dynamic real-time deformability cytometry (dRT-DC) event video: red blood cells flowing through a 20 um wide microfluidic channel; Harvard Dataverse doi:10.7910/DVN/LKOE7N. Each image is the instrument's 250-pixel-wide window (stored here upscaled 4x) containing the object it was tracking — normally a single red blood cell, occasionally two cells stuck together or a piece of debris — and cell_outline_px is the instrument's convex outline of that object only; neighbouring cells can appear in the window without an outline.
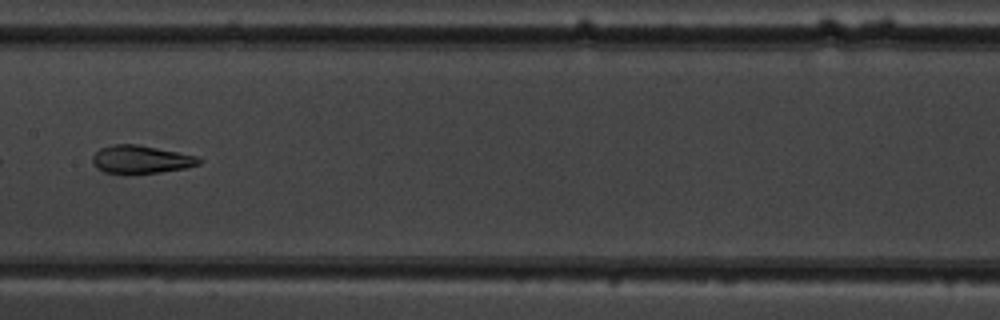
{"species": "common noctule bat (a hibernating species)", "species_latin": "Nyctalus noctula", "temperature_condition": "warm", "stored_images_in_passage": 8, "camera_frame_rate_fps": 3000, "um_per_image_px": 0.085, "animal": {"sex": "male", "body_mass_g": 19.5, "forearm_length_mm": 54.6}, "frame": {"image": 1, "passage_image": 7, "time_ms": 7.0, "image_size_px": [1000, 320], "cell_outline_px": [[204, 160], [200, 164], [184, 168], [160, 172], [124, 176], [104, 172], [96, 168], [92, 160], [92, 156], [100, 148], [112, 144], [136, 144], [196, 156]], "centroid_in_image_um": [11.93, 13.59], "position_along_channel_um": 195.5, "area_um2": 17.74}}
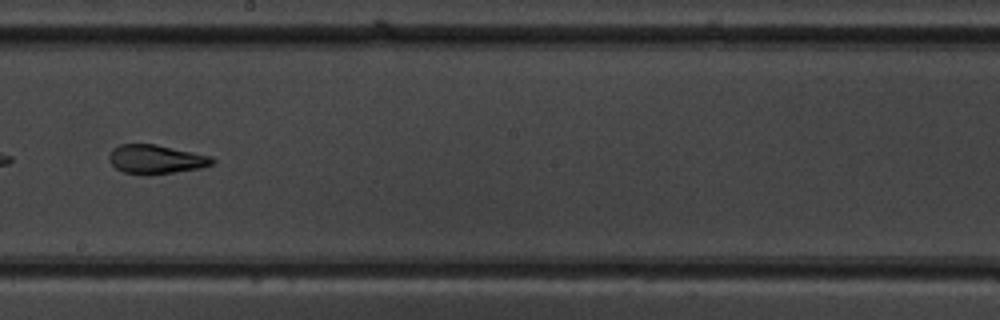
{"frame": {"image": 2, "passage_image": 8, "time_ms": 8.0, "image_size_px": [1000, 320], "cell_outline_px": [[216, 160], [212, 164], [200, 168], [148, 176], [144, 176], [124, 172], [116, 168], [108, 160], [108, 156], [112, 148], [120, 144], [156, 144], [212, 156]], "centroid_in_image_um": [13.23, 13.54], "position_along_channel_um": 235.0, "area_um2": 17.69}}